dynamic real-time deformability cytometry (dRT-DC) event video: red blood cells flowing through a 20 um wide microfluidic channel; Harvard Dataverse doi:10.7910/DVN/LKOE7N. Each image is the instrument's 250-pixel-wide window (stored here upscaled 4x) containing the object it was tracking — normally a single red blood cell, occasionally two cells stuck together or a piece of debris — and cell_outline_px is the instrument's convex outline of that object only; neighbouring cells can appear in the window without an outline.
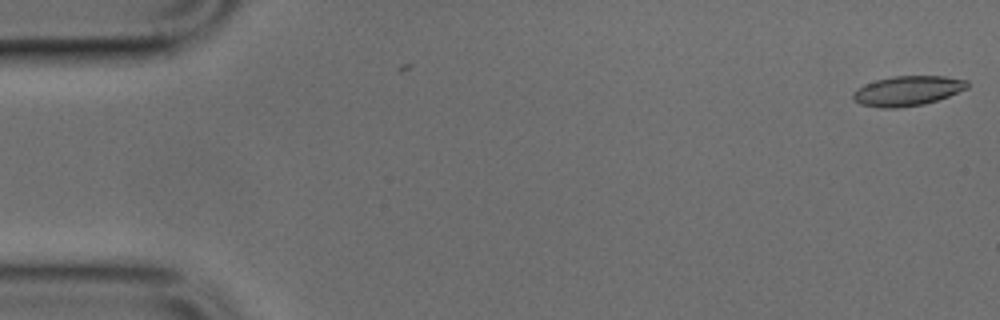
{"species": "common noctule bat (a hibernating species)", "species_latin": "Nyctalus noctula", "temperature_condition": "cold", "stored_images_in_passage": 49, "camera_frame_rate_fps": 3000, "um_per_image_px": 0.085, "animal": {"sex": "male", "body_mass_g": 17.9, "forearm_length_mm": 54.2}, "frame": {"image": 1, "passage_image": 1, "time_ms": 0.0, "image_size_px": [1000, 320], "cell_outline_px": [[968, 88], [948, 96], [924, 104], [896, 108], [880, 108], [860, 104], [852, 96], [852, 92], [864, 84], [876, 80], [892, 76], [944, 76], [968, 80]], "centroid_in_image_um": [77.13, 7.71], "position_along_channel_um": 7.9, "area_um2": 19.83}}
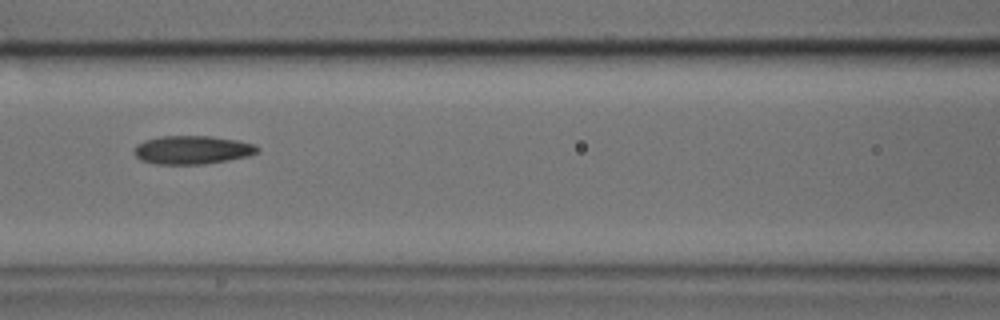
{"frame": {"image": 2, "passage_image": 21, "time_ms": 6.667, "image_size_px": [1000, 320], "cell_outline_px": [[260, 152], [248, 156], [228, 160], [204, 164], [156, 164], [140, 160], [132, 152], [136, 144], [144, 140], [160, 136], [208, 136], [236, 140], [256, 144], [260, 148]], "centroid_in_image_um": [16.33, 12.74], "position_along_channel_um": 150.3, "area_um2": 20.63}}
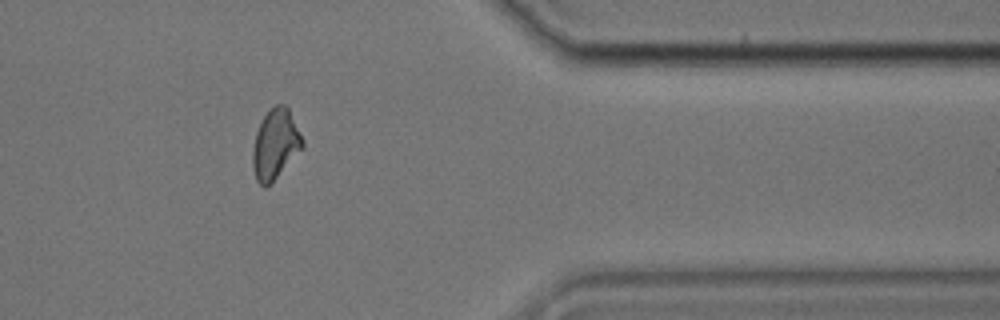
{"frame": {"image": 3, "passage_image": 40, "time_ms": 13.0, "image_size_px": [1000, 320], "cell_outline_px": [[304, 144], [272, 184], [264, 188], [256, 180], [252, 168], [252, 152], [256, 132], [264, 116], [276, 104], [284, 104], [288, 108], [304, 140]], "centroid_in_image_um": [23.38, 12.3], "position_along_channel_um": 388.0, "area_um2": 20.11}}